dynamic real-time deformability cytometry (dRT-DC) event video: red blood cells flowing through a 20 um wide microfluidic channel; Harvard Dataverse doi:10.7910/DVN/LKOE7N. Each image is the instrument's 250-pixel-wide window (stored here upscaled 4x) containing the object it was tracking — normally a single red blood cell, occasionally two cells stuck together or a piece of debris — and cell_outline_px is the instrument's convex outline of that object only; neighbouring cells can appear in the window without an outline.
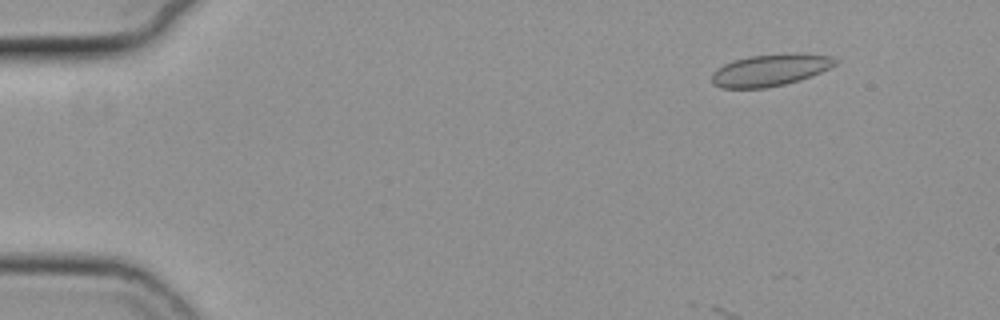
{"species": "common noctule bat (a hibernating species)", "species_latin": "Nyctalus noctula", "temperature_condition": "cold", "stored_images_in_passage": 10, "camera_frame_rate_fps": 3000, "um_per_image_px": 0.085, "animal": {"sex": "female", "body_mass_g": 19.3, "forearm_length_mm": 54.1}, "frame": {"image": 1, "passage_image": 2, "time_ms": 0.333, "image_size_px": [1000, 320], "cell_outline_px": [[840, 60], [836, 64], [812, 76], [800, 80], [784, 84], [764, 88], [720, 88], [712, 84], [712, 72], [716, 68], [732, 60], [748, 56], [832, 56]], "centroid_in_image_um": [65.36, 6.01], "position_along_channel_um": 19.6, "area_um2": 22.08}}